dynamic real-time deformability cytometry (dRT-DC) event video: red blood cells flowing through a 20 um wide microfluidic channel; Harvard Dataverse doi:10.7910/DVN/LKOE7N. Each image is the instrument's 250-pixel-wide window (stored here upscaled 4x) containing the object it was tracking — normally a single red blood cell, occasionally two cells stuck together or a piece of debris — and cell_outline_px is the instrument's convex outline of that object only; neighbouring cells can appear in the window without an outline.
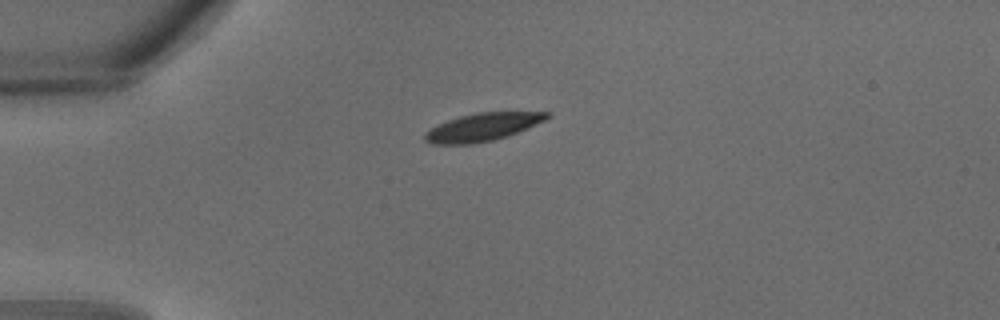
{"species": "common noctule bat (a hibernating species)", "species_latin": "Nyctalus noctula", "temperature_condition": "warm", "stored_images_in_passage": 25, "camera_frame_rate_fps": 3000, "um_per_image_px": 0.085, "animal": {"sex": "male", "body_mass_g": 18.8}, "frame": {"image": 1, "passage_image": 1, "time_ms": 0.0, "image_size_px": [1000, 320], "cell_outline_px": [[548, 116], [544, 120], [536, 124], [508, 136], [492, 140], [472, 144], [432, 144], [424, 140], [424, 132], [448, 120], [460, 116], [476, 112], [548, 112]], "centroid_in_image_um": [40.97, 10.81], "position_along_channel_um": 44.0, "area_um2": 19.54}}
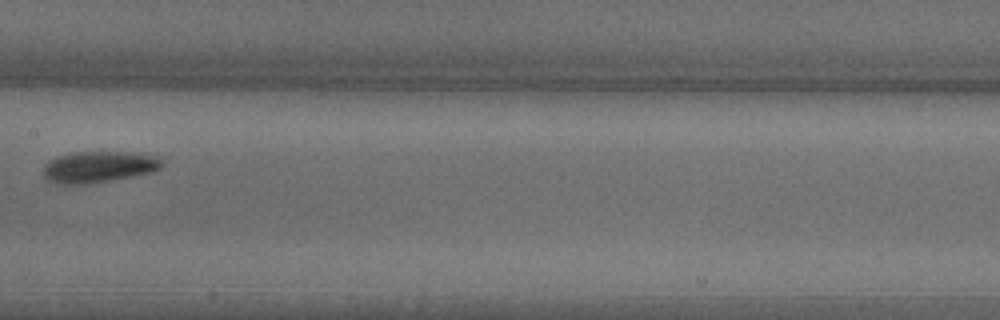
{"frame": {"image": 2, "passage_image": 10, "time_ms": 3.0, "image_size_px": [1000, 320], "cell_outline_px": [[164, 164], [160, 168], [152, 172], [88, 184], [60, 184], [48, 180], [44, 176], [44, 164], [48, 160], [56, 156], [72, 152], [132, 152], [156, 156]], "centroid_in_image_um": [8.35, 14.17], "position_along_channel_um": 199.0, "area_um2": 21.62}}
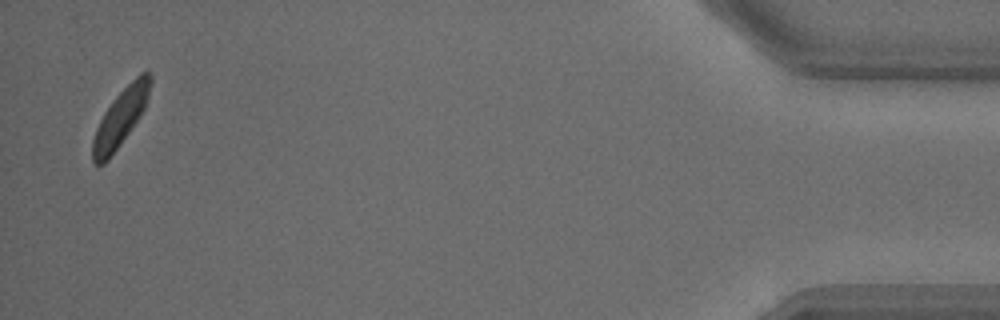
{"frame": {"image": 3, "passage_image": 25, "time_ms": 8.0, "image_size_px": [1000, 320], "cell_outline_px": [[152, 80], [148, 96], [144, 108], [140, 116], [120, 144], [108, 160], [104, 164], [96, 164], [92, 160], [92, 140], [96, 128], [104, 112], [112, 100], [140, 72], [148, 72], [152, 76]], "centroid_in_image_um": [10.23, 10.0], "position_along_channel_um": 425.0, "area_um2": 18.9}}